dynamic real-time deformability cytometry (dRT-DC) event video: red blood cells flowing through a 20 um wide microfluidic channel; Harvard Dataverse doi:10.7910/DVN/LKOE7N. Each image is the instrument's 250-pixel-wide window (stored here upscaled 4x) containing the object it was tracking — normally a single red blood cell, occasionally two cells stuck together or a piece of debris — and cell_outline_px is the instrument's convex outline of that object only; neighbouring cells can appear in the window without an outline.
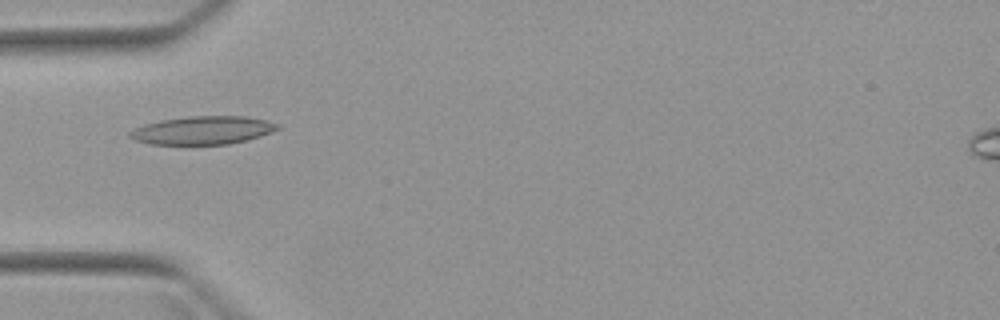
{"species": "Egyptian fruit bat (a non-hibernating species)", "species_latin": "Rousettus aegyptiacus", "temperature_condition": "warm", "stored_images_in_passage": 5, "camera_frame_rate_fps": 3000, "um_per_image_px": 0.085, "animal": {"sex": "female"}, "frame": {"image": 1, "passage_image": 5, "time_ms": 4.667, "image_size_px": [1000, 320], "cell_outline_px": [[280, 128], [272, 132], [260, 136], [228, 144], [148, 144], [136, 140], [128, 136], [128, 132], [144, 124], [160, 120], [188, 116], [244, 116], [264, 120], [280, 124]], "centroid_in_image_um": [17.22, 11.07], "position_along_channel_um": 67.8, "area_um2": 24.16}}